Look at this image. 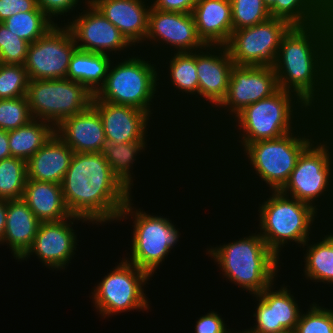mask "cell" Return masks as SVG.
Segmentation results:
<instances>
[{"label":"cell","instance_id":"6da1fadb","mask_svg":"<svg viewBox=\"0 0 333 333\" xmlns=\"http://www.w3.org/2000/svg\"><path fill=\"white\" fill-rule=\"evenodd\" d=\"M279 89L294 94L313 113L333 100V13L310 26H293L273 66Z\"/></svg>","mask_w":333,"mask_h":333},{"label":"cell","instance_id":"7a4b0ae2","mask_svg":"<svg viewBox=\"0 0 333 333\" xmlns=\"http://www.w3.org/2000/svg\"><path fill=\"white\" fill-rule=\"evenodd\" d=\"M312 113L313 112L294 94L283 89H278L270 97L248 105L241 112H239L222 129V131L215 136L217 138L212 139V141H208L210 146L209 144L206 146L204 145L203 148L206 147L205 149L207 150L202 149L205 154L203 156L202 153V155L199 156V161H206L210 163L209 166H211V162H214L212 165L216 167L214 171L216 175V170H219L217 167H220V172H222L221 166L224 165L227 167L228 163L232 162L235 156H237L249 143H254L260 140L276 139L287 133L293 132ZM218 152L219 154H217ZM210 153L212 154V159L209 158L211 155ZM215 156L218 159L217 165H215ZM217 156L220 157L221 160H219L220 158ZM203 157L209 160H204ZM210 160L214 161L210 162ZM224 160L227 161L223 163ZM220 161H222V165L220 164Z\"/></svg>","mask_w":333,"mask_h":333},{"label":"cell","instance_id":"3957f363","mask_svg":"<svg viewBox=\"0 0 333 333\" xmlns=\"http://www.w3.org/2000/svg\"><path fill=\"white\" fill-rule=\"evenodd\" d=\"M320 133L321 128L317 114L312 113L293 132L287 133L276 139L260 140L254 143H249L234 158V160H232V162L227 165L228 167H225L224 169V166H222V171H224L226 174L222 172L221 176L230 173L225 178H227V181L230 179V182L232 179L231 184H228L230 183L229 181L226 184L227 186L229 185L228 189H230V187L232 188L233 186L234 191H227H229L230 193L232 192V197H234V192L236 193L239 190L238 193L241 192L240 195H244V199L245 196L247 197L246 199H248V195H251V193L253 194V192L260 193V190L261 192L280 191L288 181L290 174L295 168L297 160L302 151ZM230 169H232V171ZM234 169L235 174L233 176L232 172L234 171ZM232 177L238 180L240 179L239 184L237 183L238 180L236 179L233 182L234 178ZM235 182L237 186L235 185ZM233 183L236 188H234V185H232ZM246 184L249 185L247 186ZM237 188L238 190H236ZM250 189H252V191ZM246 190H248L247 194L245 193Z\"/></svg>","mask_w":333,"mask_h":333},{"label":"cell","instance_id":"277c9868","mask_svg":"<svg viewBox=\"0 0 333 333\" xmlns=\"http://www.w3.org/2000/svg\"><path fill=\"white\" fill-rule=\"evenodd\" d=\"M61 186L69 212L86 219L93 226L91 231L101 228L99 233L117 224L123 207L134 195L112 172L101 152H74Z\"/></svg>","mask_w":333,"mask_h":333},{"label":"cell","instance_id":"5b68a950","mask_svg":"<svg viewBox=\"0 0 333 333\" xmlns=\"http://www.w3.org/2000/svg\"><path fill=\"white\" fill-rule=\"evenodd\" d=\"M253 195H249L251 201L246 199V202H249L245 204L248 207L245 211L253 210L249 215L251 217L253 214V221H255L254 223L252 221L251 227L253 226L259 232L268 248L281 261H285L288 256L289 260L291 255L316 233L315 231L328 222L310 204L286 196L280 191H266L253 193ZM249 205L250 208L253 205V208L250 209Z\"/></svg>","mask_w":333,"mask_h":333},{"label":"cell","instance_id":"8992f818","mask_svg":"<svg viewBox=\"0 0 333 333\" xmlns=\"http://www.w3.org/2000/svg\"><path fill=\"white\" fill-rule=\"evenodd\" d=\"M250 225L245 227L246 232L241 227L246 234L238 235V238L229 235L232 239H223L226 240L223 243L207 244L202 249L204 253H200L206 254L209 262H213L212 266L216 265L218 280L233 284L231 287L235 286L241 294L243 291L247 293L245 297L261 293L282 276V271L285 272V262L268 248L259 232L254 227L250 228Z\"/></svg>","mask_w":333,"mask_h":333},{"label":"cell","instance_id":"52a82bcc","mask_svg":"<svg viewBox=\"0 0 333 333\" xmlns=\"http://www.w3.org/2000/svg\"><path fill=\"white\" fill-rule=\"evenodd\" d=\"M93 100H101L112 104L128 105L138 108L147 112L153 119H156V122L159 123L160 126L165 123L167 124V128L169 125L172 126V124L177 126L172 129L173 131H171L170 134L175 133L176 131L174 130L178 128L179 131L175 135L178 134L179 137H182L185 134L183 137L185 138L184 141L181 138V142H184L183 144H185V140L186 142L191 141L189 140V135L184 133L185 131H180V126L177 125V121L174 120L171 122L170 113L165 111L161 103L159 95L158 62L157 59L149 53L136 49L129 56L113 58L109 65L104 85L94 95ZM164 112H166L167 115L163 118L162 116L166 114ZM165 118L166 120L164 121L163 119ZM179 132L183 133L180 134Z\"/></svg>","mask_w":333,"mask_h":333},{"label":"cell","instance_id":"ba28073f","mask_svg":"<svg viewBox=\"0 0 333 333\" xmlns=\"http://www.w3.org/2000/svg\"><path fill=\"white\" fill-rule=\"evenodd\" d=\"M135 196L136 194L123 207L115 225L117 227L128 224L132 228L129 229L128 225L125 227L128 232L131 230L129 239L126 238L127 246L130 247H125L126 253L124 252L122 256L128 262L147 272L153 279L154 277L156 279L157 275L159 279L158 273L163 265H166L167 258L170 261L169 258L174 256L175 251H178L183 241L181 239L185 238L183 236L185 232L180 227L181 223L174 220L176 217H173L170 211L169 215L172 217L168 213H162L163 210L161 212L159 210L157 214L154 211L151 213L149 209L147 211L136 203L138 201ZM178 223L180 226L177 225Z\"/></svg>","mask_w":333,"mask_h":333},{"label":"cell","instance_id":"9c48e42d","mask_svg":"<svg viewBox=\"0 0 333 333\" xmlns=\"http://www.w3.org/2000/svg\"><path fill=\"white\" fill-rule=\"evenodd\" d=\"M117 256L119 257H116L117 262L112 263L115 266L106 268L104 276L95 281V284L90 283L93 287L87 297L91 300L94 313L100 317L99 321H110L112 318L114 320L116 316L121 314L125 316L128 312L148 314L155 308L148 293L153 278L128 262L122 255Z\"/></svg>","mask_w":333,"mask_h":333},{"label":"cell","instance_id":"30bf717a","mask_svg":"<svg viewBox=\"0 0 333 333\" xmlns=\"http://www.w3.org/2000/svg\"><path fill=\"white\" fill-rule=\"evenodd\" d=\"M280 192L333 221V147L321 133L302 151Z\"/></svg>","mask_w":333,"mask_h":333},{"label":"cell","instance_id":"8fae6325","mask_svg":"<svg viewBox=\"0 0 333 333\" xmlns=\"http://www.w3.org/2000/svg\"><path fill=\"white\" fill-rule=\"evenodd\" d=\"M278 89L276 73L273 67L234 65L232 67L226 98L207 117L208 119L203 120V122L198 125L199 127H197L192 133V137L196 141L191 139L192 143L190 142V145H194V143L197 144V146H193L195 148L194 151L202 150L204 143L208 145L207 141L215 138L217 133H219L239 112H241L248 105L256 103L261 99L270 97ZM201 126L203 127L201 128ZM198 130L202 133V135ZM195 134L197 136H194ZM200 135L202 137L205 135L206 136L202 138ZM206 137H208V140ZM198 139L201 141L203 140V145ZM196 147H198V149Z\"/></svg>","mask_w":333,"mask_h":333},{"label":"cell","instance_id":"7c38bea8","mask_svg":"<svg viewBox=\"0 0 333 333\" xmlns=\"http://www.w3.org/2000/svg\"><path fill=\"white\" fill-rule=\"evenodd\" d=\"M157 62L159 95L162 104L164 103L163 106L165 108V111L167 110V112H170L171 117L173 116V119H175L174 117L179 115L177 116L178 119H176L179 122L178 125H182L181 131L185 130L186 134L188 135V131L191 132L192 129L193 132L198 127L197 125H199V79L196 68V51L169 53L158 57ZM166 105L168 108L166 107ZM171 109H173L172 112L176 116L171 112ZM189 118H194V120L192 119L190 122ZM186 123L187 125H185ZM191 125L194 126V129ZM190 126L191 128H189ZM182 127L184 128V130H182Z\"/></svg>","mask_w":333,"mask_h":333},{"label":"cell","instance_id":"4fadbf2b","mask_svg":"<svg viewBox=\"0 0 333 333\" xmlns=\"http://www.w3.org/2000/svg\"><path fill=\"white\" fill-rule=\"evenodd\" d=\"M282 273V277H278L261 293L257 295H251V298L247 297L245 299L246 301L248 299L251 300L249 301L251 307L248 308L249 306H246V310L252 309L251 311L246 312L248 314L250 312L252 313H250L249 315L245 314V316H251L252 318H247L250 319L247 320L248 324H246L249 325V328L247 326L243 328V325L241 323V326L239 327L240 333H277L284 330L294 331L298 323L300 314L304 309L303 307L307 306V302L312 301L313 296H310L312 294H309V292L307 293V295H305L304 293L306 292L302 288L300 289L298 285L293 282V280L290 282H288L287 280H281L284 279L286 271ZM292 287L297 288L295 289ZM297 289L299 290V292L297 291ZM300 291L302 294L300 293ZM298 294H300L301 296ZM251 320L252 323H250Z\"/></svg>","mask_w":333,"mask_h":333},{"label":"cell","instance_id":"5bb4252c","mask_svg":"<svg viewBox=\"0 0 333 333\" xmlns=\"http://www.w3.org/2000/svg\"><path fill=\"white\" fill-rule=\"evenodd\" d=\"M82 224L88 225V229L93 227L86 219L74 215L60 221L41 222L31 248L18 261L17 265L25 263V261L29 263V260L34 257L32 260H35V263L38 260L37 262L42 265L41 268L49 269L50 273L55 272L53 275H56L57 272L64 274L71 268L73 262L77 261L78 263L79 258L81 259V257H78V260L75 259L81 254L79 249L82 252L80 247L82 244L80 243H83L84 236L81 235L83 233L81 231L88 230L80 228L84 227Z\"/></svg>","mask_w":333,"mask_h":333},{"label":"cell","instance_id":"9a60e30c","mask_svg":"<svg viewBox=\"0 0 333 333\" xmlns=\"http://www.w3.org/2000/svg\"><path fill=\"white\" fill-rule=\"evenodd\" d=\"M26 97L33 119L56 128L64 119L87 110L94 95L79 82L59 78L29 80Z\"/></svg>","mask_w":333,"mask_h":333},{"label":"cell","instance_id":"2e32d148","mask_svg":"<svg viewBox=\"0 0 333 333\" xmlns=\"http://www.w3.org/2000/svg\"><path fill=\"white\" fill-rule=\"evenodd\" d=\"M298 252H300L301 255L298 254ZM294 255H296V256L294 257ZM298 255L300 257L298 258L299 261H297V262L300 264H298L295 261V260H298V259H295V258H297ZM292 260H294V261H292ZM287 261H290V262L292 261L295 263V264L292 263V265H293L292 268L295 271H293L291 267H288V266H290V264L287 263ZM286 264H289V265H286ZM285 268H286L285 271H289V269L291 268L290 269L291 274H290V272H288L289 274L285 275V277H286L285 279H287V278L290 279V277H291V279L293 278V280H295V281L298 280L297 282H300L299 284H301V285H305L304 282L306 283V287H308L310 285L309 287H311V288L308 287V289H309L310 294L313 293L312 296L314 298H323V297H325V295L327 296L326 297L327 300L329 297L333 298V293H332L333 292L332 291L333 290V221H328L327 223H325L318 231H316V233L311 238H309L302 245V247L299 250H297L296 254H293V257L291 256V260H286ZM296 270H299L300 272L298 271V274H297ZM292 274H294V276H296V277H297V275H299L298 278L302 281L303 284L301 283V281L298 278L294 279L296 277L292 276ZM289 275H291V276H289ZM300 276L302 278H300ZM311 284H312V286L314 284L313 288H315V289L312 288ZM320 292H322L323 294ZM330 293H332V294H330Z\"/></svg>","mask_w":333,"mask_h":333},{"label":"cell","instance_id":"e0dca14e","mask_svg":"<svg viewBox=\"0 0 333 333\" xmlns=\"http://www.w3.org/2000/svg\"><path fill=\"white\" fill-rule=\"evenodd\" d=\"M205 46L198 36L191 13L161 11L151 7L145 41L137 50L157 59L173 52L198 51Z\"/></svg>","mask_w":333,"mask_h":333},{"label":"cell","instance_id":"ac0fdd59","mask_svg":"<svg viewBox=\"0 0 333 333\" xmlns=\"http://www.w3.org/2000/svg\"><path fill=\"white\" fill-rule=\"evenodd\" d=\"M292 27L286 20L270 17L254 26L233 30L226 47L234 65L273 67L281 41Z\"/></svg>","mask_w":333,"mask_h":333},{"label":"cell","instance_id":"d6986e66","mask_svg":"<svg viewBox=\"0 0 333 333\" xmlns=\"http://www.w3.org/2000/svg\"><path fill=\"white\" fill-rule=\"evenodd\" d=\"M65 25L71 30L79 50L113 58L129 56L136 50L90 1Z\"/></svg>","mask_w":333,"mask_h":333},{"label":"cell","instance_id":"ffe728a7","mask_svg":"<svg viewBox=\"0 0 333 333\" xmlns=\"http://www.w3.org/2000/svg\"><path fill=\"white\" fill-rule=\"evenodd\" d=\"M77 49L71 30L56 24L31 43L24 64L29 80L67 78L70 59Z\"/></svg>","mask_w":333,"mask_h":333},{"label":"cell","instance_id":"44dd1931","mask_svg":"<svg viewBox=\"0 0 333 333\" xmlns=\"http://www.w3.org/2000/svg\"><path fill=\"white\" fill-rule=\"evenodd\" d=\"M233 66L234 62L226 46L206 45L196 51V68L199 79V125L226 98Z\"/></svg>","mask_w":333,"mask_h":333},{"label":"cell","instance_id":"7402d4cb","mask_svg":"<svg viewBox=\"0 0 333 333\" xmlns=\"http://www.w3.org/2000/svg\"><path fill=\"white\" fill-rule=\"evenodd\" d=\"M92 106L100 115L108 143L120 145L126 142L153 141L155 131L159 135L160 130H166L163 133L164 135H160L162 136L161 139L164 140L166 138H163V136L168 137L166 134L170 132L166 128L167 126H162L158 131L156 128L161 126L155 124L157 123L155 122L156 120L147 112L138 108L112 104L101 100H92ZM151 132L154 133L152 134Z\"/></svg>","mask_w":333,"mask_h":333},{"label":"cell","instance_id":"603a6c76","mask_svg":"<svg viewBox=\"0 0 333 333\" xmlns=\"http://www.w3.org/2000/svg\"><path fill=\"white\" fill-rule=\"evenodd\" d=\"M138 49L145 41L150 0H89Z\"/></svg>","mask_w":333,"mask_h":333},{"label":"cell","instance_id":"cb8c5ba5","mask_svg":"<svg viewBox=\"0 0 333 333\" xmlns=\"http://www.w3.org/2000/svg\"><path fill=\"white\" fill-rule=\"evenodd\" d=\"M55 133L76 153L101 152L107 142L100 115L92 105L64 119Z\"/></svg>","mask_w":333,"mask_h":333},{"label":"cell","instance_id":"d4e9b609","mask_svg":"<svg viewBox=\"0 0 333 333\" xmlns=\"http://www.w3.org/2000/svg\"><path fill=\"white\" fill-rule=\"evenodd\" d=\"M41 221L21 199L7 200V217L0 248L6 247L17 262L31 248Z\"/></svg>","mask_w":333,"mask_h":333},{"label":"cell","instance_id":"484cf974","mask_svg":"<svg viewBox=\"0 0 333 333\" xmlns=\"http://www.w3.org/2000/svg\"><path fill=\"white\" fill-rule=\"evenodd\" d=\"M191 14L205 45H227L233 32L230 0H198Z\"/></svg>","mask_w":333,"mask_h":333},{"label":"cell","instance_id":"4316f807","mask_svg":"<svg viewBox=\"0 0 333 333\" xmlns=\"http://www.w3.org/2000/svg\"><path fill=\"white\" fill-rule=\"evenodd\" d=\"M74 151L54 133L28 160L27 179L60 184L66 174Z\"/></svg>","mask_w":333,"mask_h":333},{"label":"cell","instance_id":"83f0119b","mask_svg":"<svg viewBox=\"0 0 333 333\" xmlns=\"http://www.w3.org/2000/svg\"><path fill=\"white\" fill-rule=\"evenodd\" d=\"M149 142L151 141L126 142L120 145L106 142L101 151V154L106 158L107 162L109 163L112 172L133 194L134 190L135 194L139 192L138 190L141 187L140 185L137 186L138 184L136 182L140 177V175L136 174V172L139 173L137 171L138 170L137 164L139 165L143 163L140 162L139 159L140 158L142 159L146 155H148L149 151L150 154L151 153L152 155L154 154L153 153L154 149L152 152L150 150L152 147H154L152 146L154 142L153 143ZM135 187L138 188L135 189Z\"/></svg>","mask_w":333,"mask_h":333},{"label":"cell","instance_id":"f1b7e54d","mask_svg":"<svg viewBox=\"0 0 333 333\" xmlns=\"http://www.w3.org/2000/svg\"><path fill=\"white\" fill-rule=\"evenodd\" d=\"M22 199L41 222L60 221L72 216L60 184L27 179Z\"/></svg>","mask_w":333,"mask_h":333},{"label":"cell","instance_id":"f546056e","mask_svg":"<svg viewBox=\"0 0 333 333\" xmlns=\"http://www.w3.org/2000/svg\"><path fill=\"white\" fill-rule=\"evenodd\" d=\"M113 57L76 49L70 59L67 79L83 84L93 95L104 85Z\"/></svg>","mask_w":333,"mask_h":333},{"label":"cell","instance_id":"4dcf8cb0","mask_svg":"<svg viewBox=\"0 0 333 333\" xmlns=\"http://www.w3.org/2000/svg\"><path fill=\"white\" fill-rule=\"evenodd\" d=\"M269 12L292 26H310L333 13V0H276Z\"/></svg>","mask_w":333,"mask_h":333},{"label":"cell","instance_id":"1f68e13d","mask_svg":"<svg viewBox=\"0 0 333 333\" xmlns=\"http://www.w3.org/2000/svg\"><path fill=\"white\" fill-rule=\"evenodd\" d=\"M54 133L55 128L50 123L38 119L8 131L12 157L28 161Z\"/></svg>","mask_w":333,"mask_h":333},{"label":"cell","instance_id":"d6a6232c","mask_svg":"<svg viewBox=\"0 0 333 333\" xmlns=\"http://www.w3.org/2000/svg\"><path fill=\"white\" fill-rule=\"evenodd\" d=\"M2 23L14 35L30 44L56 25L38 6L33 11L15 14Z\"/></svg>","mask_w":333,"mask_h":333},{"label":"cell","instance_id":"836d02e7","mask_svg":"<svg viewBox=\"0 0 333 333\" xmlns=\"http://www.w3.org/2000/svg\"><path fill=\"white\" fill-rule=\"evenodd\" d=\"M328 299L313 298L312 302H308L300 314L294 332L333 333V298Z\"/></svg>","mask_w":333,"mask_h":333},{"label":"cell","instance_id":"e575fe53","mask_svg":"<svg viewBox=\"0 0 333 333\" xmlns=\"http://www.w3.org/2000/svg\"><path fill=\"white\" fill-rule=\"evenodd\" d=\"M27 181V162L17 157L0 161V199H21Z\"/></svg>","mask_w":333,"mask_h":333},{"label":"cell","instance_id":"d590c367","mask_svg":"<svg viewBox=\"0 0 333 333\" xmlns=\"http://www.w3.org/2000/svg\"><path fill=\"white\" fill-rule=\"evenodd\" d=\"M233 30L254 26L271 15L263 0H230Z\"/></svg>","mask_w":333,"mask_h":333},{"label":"cell","instance_id":"8d00e7d4","mask_svg":"<svg viewBox=\"0 0 333 333\" xmlns=\"http://www.w3.org/2000/svg\"><path fill=\"white\" fill-rule=\"evenodd\" d=\"M29 77L24 65L0 63V99L26 96Z\"/></svg>","mask_w":333,"mask_h":333},{"label":"cell","instance_id":"74e56055","mask_svg":"<svg viewBox=\"0 0 333 333\" xmlns=\"http://www.w3.org/2000/svg\"><path fill=\"white\" fill-rule=\"evenodd\" d=\"M33 119L26 96L0 99V129L15 130Z\"/></svg>","mask_w":333,"mask_h":333},{"label":"cell","instance_id":"f35d334b","mask_svg":"<svg viewBox=\"0 0 333 333\" xmlns=\"http://www.w3.org/2000/svg\"><path fill=\"white\" fill-rule=\"evenodd\" d=\"M30 43L14 35L0 22V63L24 65Z\"/></svg>","mask_w":333,"mask_h":333},{"label":"cell","instance_id":"ab89813d","mask_svg":"<svg viewBox=\"0 0 333 333\" xmlns=\"http://www.w3.org/2000/svg\"><path fill=\"white\" fill-rule=\"evenodd\" d=\"M219 311L217 308H214V310L209 309L208 312L206 313L204 312V314L195 317L196 319L194 320L195 324L193 327L194 332L193 331L190 332L191 333H240L239 324L243 321L241 320L239 322L238 320L237 322H235L234 320H231L233 321L231 323V321H228L229 319L225 318L224 315L221 313V309ZM227 322L231 323V327ZM236 324L239 326H237ZM232 325H235V327L232 328ZM236 327H238V329Z\"/></svg>","mask_w":333,"mask_h":333},{"label":"cell","instance_id":"60d3db41","mask_svg":"<svg viewBox=\"0 0 333 333\" xmlns=\"http://www.w3.org/2000/svg\"><path fill=\"white\" fill-rule=\"evenodd\" d=\"M38 7L55 23L66 24L89 0H36Z\"/></svg>","mask_w":333,"mask_h":333},{"label":"cell","instance_id":"b9f144b4","mask_svg":"<svg viewBox=\"0 0 333 333\" xmlns=\"http://www.w3.org/2000/svg\"><path fill=\"white\" fill-rule=\"evenodd\" d=\"M37 6L36 0H0V22L20 12L33 11Z\"/></svg>","mask_w":333,"mask_h":333},{"label":"cell","instance_id":"7bdbcfd3","mask_svg":"<svg viewBox=\"0 0 333 333\" xmlns=\"http://www.w3.org/2000/svg\"><path fill=\"white\" fill-rule=\"evenodd\" d=\"M198 0H150L151 7L170 12L192 13Z\"/></svg>","mask_w":333,"mask_h":333},{"label":"cell","instance_id":"ee69618b","mask_svg":"<svg viewBox=\"0 0 333 333\" xmlns=\"http://www.w3.org/2000/svg\"><path fill=\"white\" fill-rule=\"evenodd\" d=\"M316 114L320 123L321 134L333 147V100L323 106Z\"/></svg>","mask_w":333,"mask_h":333},{"label":"cell","instance_id":"f6af8a7d","mask_svg":"<svg viewBox=\"0 0 333 333\" xmlns=\"http://www.w3.org/2000/svg\"><path fill=\"white\" fill-rule=\"evenodd\" d=\"M12 157L9 148L8 131L0 129V161Z\"/></svg>","mask_w":333,"mask_h":333},{"label":"cell","instance_id":"bcb514c9","mask_svg":"<svg viewBox=\"0 0 333 333\" xmlns=\"http://www.w3.org/2000/svg\"><path fill=\"white\" fill-rule=\"evenodd\" d=\"M7 217V200L0 199V243L3 239Z\"/></svg>","mask_w":333,"mask_h":333},{"label":"cell","instance_id":"7dc6e473","mask_svg":"<svg viewBox=\"0 0 333 333\" xmlns=\"http://www.w3.org/2000/svg\"><path fill=\"white\" fill-rule=\"evenodd\" d=\"M263 3L268 9H270L276 3V0H263Z\"/></svg>","mask_w":333,"mask_h":333},{"label":"cell","instance_id":"c3c4849f","mask_svg":"<svg viewBox=\"0 0 333 333\" xmlns=\"http://www.w3.org/2000/svg\"><path fill=\"white\" fill-rule=\"evenodd\" d=\"M277 333H295V332L292 330H284V331L277 332Z\"/></svg>","mask_w":333,"mask_h":333}]
</instances>
